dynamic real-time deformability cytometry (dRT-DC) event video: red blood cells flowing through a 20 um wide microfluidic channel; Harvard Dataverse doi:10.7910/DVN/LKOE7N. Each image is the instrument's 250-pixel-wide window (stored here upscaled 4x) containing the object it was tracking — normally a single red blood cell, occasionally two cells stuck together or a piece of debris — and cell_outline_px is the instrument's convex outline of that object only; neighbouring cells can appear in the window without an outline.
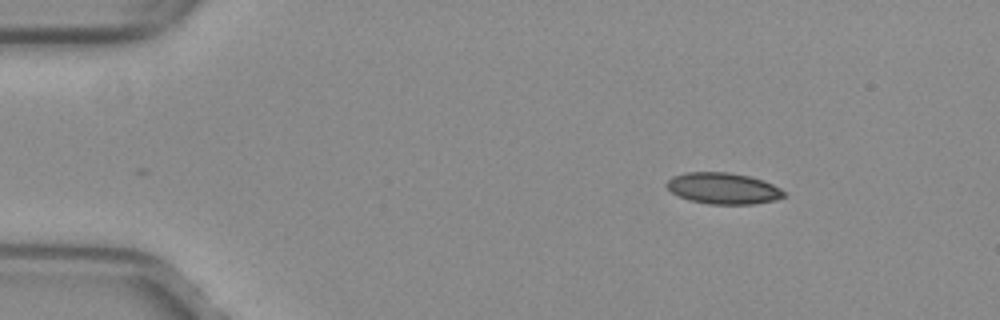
{"species": "common noctule bat (a hibernating species)", "species_latin": "Nyctalus noctula", "temperature_condition": "warm", "stored_images_in_passage": 45, "camera_frame_rate_fps": 3000, "um_per_image_px": 0.085, "animal": {"sex": "female", "body_mass_g": 29.2, "forearm_length_mm": 56.3}, "frame": {"image": 1, "passage_image": 1, "time_ms": 0.0, "image_size_px": [1000, 320], "cell_outline_px": [[788, 196], [776, 200], [756, 204], [708, 204], [688, 200], [672, 192], [664, 184], [672, 176], [688, 172], [728, 172], [748, 176], [772, 184], [780, 188]], "centroid_in_image_um": [61.47, 16.02], "position_along_channel_um": 23.5, "area_um2": 21.39}}
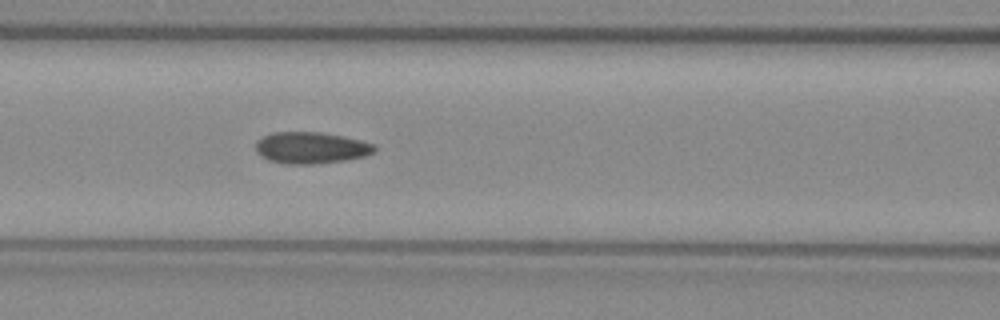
{"frame": {"image": 2, "passage_image": 16, "time_ms": 5.0, "image_size_px": [1000, 320], "cell_outline_px": [[376, 152], [364, 156], [348, 160], [316, 164], [284, 164], [268, 160], [256, 152], [256, 140], [272, 132], [320, 132], [360, 140], [376, 144]], "centroid_in_image_um": [26.44, 12.57], "position_along_channel_um": 140.2, "area_um2": 22.02}}
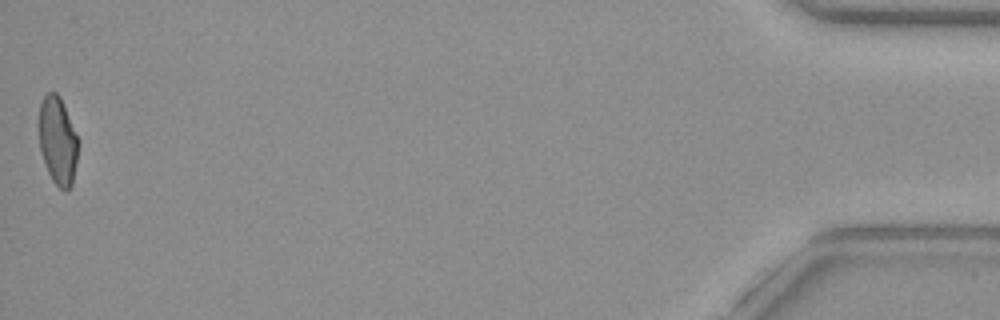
{"frame": {"image": 3, "passage_image": 45, "time_ms": 14.667, "image_size_px": [1000, 320], "cell_outline_px": [[80, 140], [72, 184], [64, 192], [52, 180], [48, 172], [40, 148], [40, 104], [44, 96], [48, 92], [56, 92], [60, 96]], "centroid_in_image_um": [4.94, 11.95], "position_along_channel_um": 430.3, "area_um2": 20.0}, "authors_computed_cell_mechanics": {"area_um2": 21.4438, "velocity_mm_per_s": 4.0264, "shape_relaxation_time_tau1_ms": null, "shape_relaxation_time_tau2_ms": 1.4454, "deformation_change_tau1": null, "deformation_change_tau2": 0.064}}